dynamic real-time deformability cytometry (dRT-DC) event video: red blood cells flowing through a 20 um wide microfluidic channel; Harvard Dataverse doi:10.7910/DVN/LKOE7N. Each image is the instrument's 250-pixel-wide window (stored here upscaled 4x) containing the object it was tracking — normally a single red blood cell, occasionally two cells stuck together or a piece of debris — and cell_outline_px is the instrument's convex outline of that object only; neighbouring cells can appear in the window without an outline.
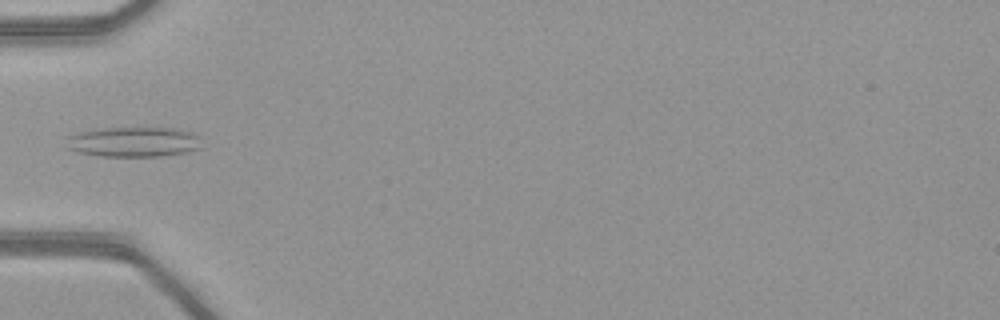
{"species": "common noctule bat (a hibernating species)", "species_latin": "Nyctalus noctula", "temperature_condition": "warm", "stored_images_in_passage": 33, "camera_frame_rate_fps": 3000, "um_per_image_px": 0.085, "animal": {"sex": "female", "body_mass_g": 21.9}, "frame": {"image": 1, "passage_image": 1, "time_ms": 0.0, "image_size_px": [1000, 320], "cell_outline_px": [[200, 148], [188, 152], [160, 156], [100, 156], [76, 152], [68, 148], [68, 136], [80, 132], [100, 128], [180, 128], [192, 132], [200, 136]], "centroid_in_image_um": [11.4, 12.06], "position_along_channel_um": 73.6, "area_um2": 23.76}}
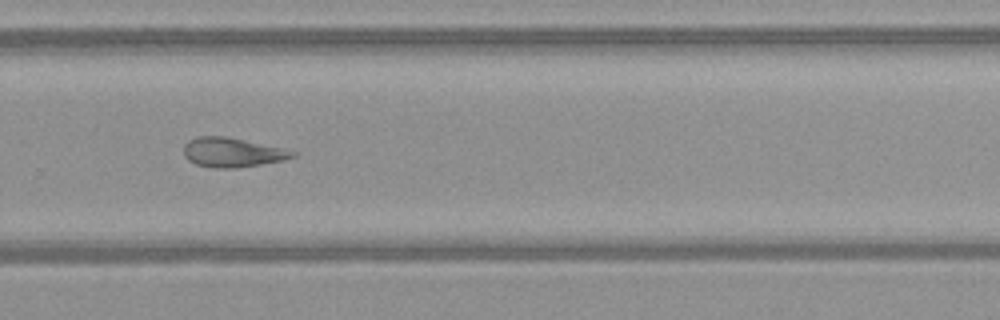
{"frame": {"image": 2, "passage_image": 18, "time_ms": 5.667, "image_size_px": [1000, 320], "cell_outline_px": [[296, 156], [284, 160], [236, 168], [212, 168], [196, 164], [188, 160], [184, 156], [184, 144], [188, 140], [196, 136], [224, 136], [284, 148], [296, 152]], "centroid_in_image_um": [19.72, 12.95], "position_along_channel_um": 310.1, "area_um2": 18.67}}
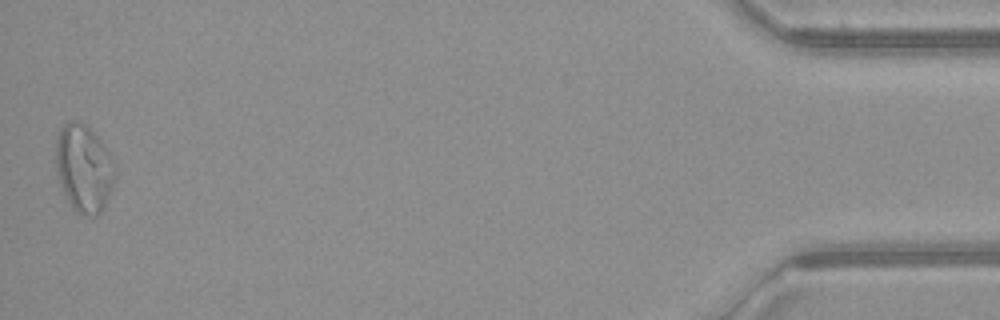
{"frame": {"image": 3, "passage_image": 33, "time_ms": 10.667, "image_size_px": [1000, 320], "cell_outline_px": [[116, 176], [108, 196], [100, 212], [84, 216], [76, 212], [68, 200], [64, 192], [56, 172], [56, 136], [60, 128], [68, 120], [76, 120], [88, 124], [104, 144], [116, 160]], "centroid_in_image_um": [7.14, 14.22], "position_along_channel_um": 428.1, "area_um2": 30.58}}